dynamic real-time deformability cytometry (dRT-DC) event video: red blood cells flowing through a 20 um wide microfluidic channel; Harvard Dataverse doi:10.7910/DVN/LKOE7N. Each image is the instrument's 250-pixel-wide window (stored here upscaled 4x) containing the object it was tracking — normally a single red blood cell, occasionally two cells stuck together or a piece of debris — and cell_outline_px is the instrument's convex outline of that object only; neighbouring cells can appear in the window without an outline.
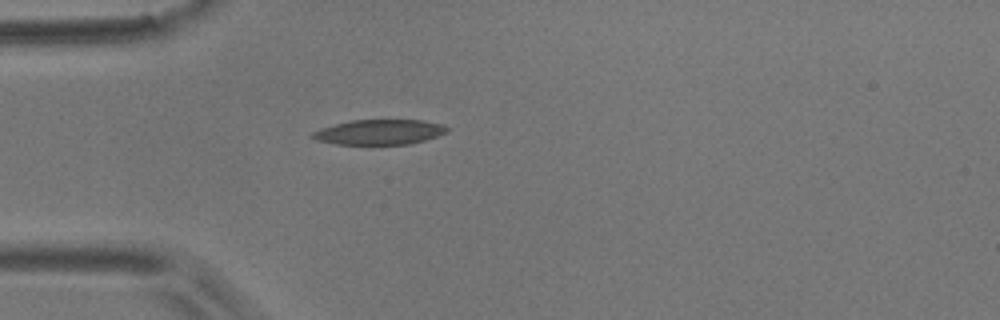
{"species": "common noctule bat (a hibernating species)", "species_latin": "Nyctalus noctula", "temperature_condition": "room temperature", "stored_images_in_passage": 1, "camera_frame_rate_fps": 3000, "um_per_image_px": 0.085, "animal": {"sex": "male", "body_mass_g": 17.9}, "frame": {"image": 1, "passage_image": 1, "time_ms": 0.0, "image_size_px": [1000, 320], "cell_outline_px": [[448, 132], [424, 140], [408, 144], [336, 144], [316, 140], [308, 136], [312, 132], [320, 128], [352, 120], [424, 120], [440, 124], [448, 128]], "centroid_in_image_um": [32.21, 11.22], "position_along_channel_um": 52.8, "area_um2": 19.54}}